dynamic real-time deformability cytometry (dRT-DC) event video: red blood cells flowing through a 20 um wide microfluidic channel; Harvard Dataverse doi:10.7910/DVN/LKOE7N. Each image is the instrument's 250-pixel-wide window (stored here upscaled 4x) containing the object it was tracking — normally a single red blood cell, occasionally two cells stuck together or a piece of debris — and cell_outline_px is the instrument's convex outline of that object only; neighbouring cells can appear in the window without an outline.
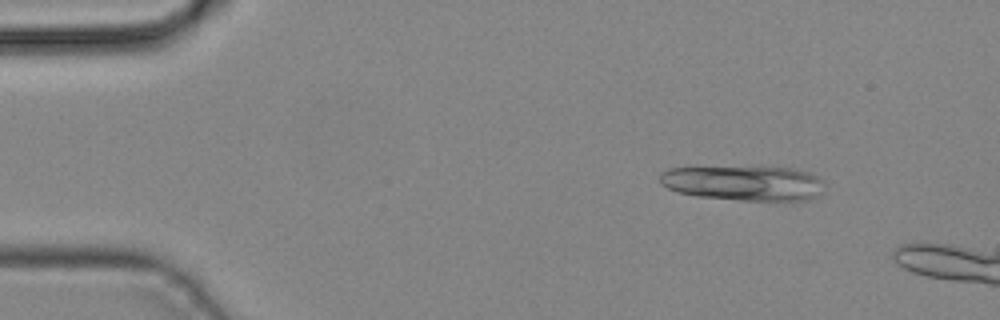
{"species": "common noctule bat (a hibernating species)", "species_latin": "Nyctalus noctula", "temperature_condition": "cold", "stored_images_in_passage": 6, "camera_frame_rate_fps": 3000, "um_per_image_px": 0.085, "animal": {"sex": "male", "body_mass_g": 19.2, "forearm_length_mm": 51.8}, "frame": {"image": 1, "passage_image": 2, "time_ms": 0.333, "image_size_px": [1000, 320], "cell_outline_px": [[824, 192], [808, 200], [740, 200], [696, 196], [676, 192], [660, 184], [660, 172], [668, 168], [796, 168], [808, 172], [824, 180]], "centroid_in_image_um": [63.24, 15.58], "position_along_channel_um": 21.8, "area_um2": 33.35}}